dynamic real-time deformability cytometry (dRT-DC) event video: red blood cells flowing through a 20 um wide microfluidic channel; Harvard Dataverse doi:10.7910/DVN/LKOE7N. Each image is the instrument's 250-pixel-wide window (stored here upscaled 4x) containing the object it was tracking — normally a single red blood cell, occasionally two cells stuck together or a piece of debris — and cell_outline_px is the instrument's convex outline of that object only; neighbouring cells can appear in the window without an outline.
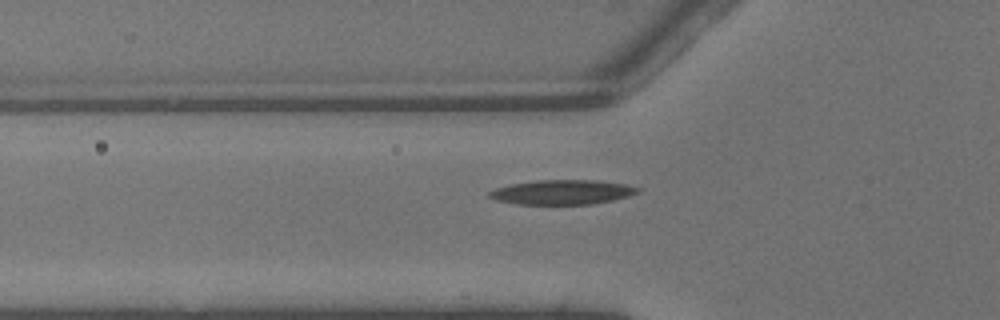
{"species": "common noctule bat (a hibernating species)", "species_latin": "Nyctalus noctula", "temperature_condition": "warm", "stored_images_in_passage": 4, "camera_frame_rate_fps": 3000, "um_per_image_px": 0.085, "animal": {"sex": "male", "body_mass_g": 13.3}, "frame": {"image": 1, "passage_image": 4, "time_ms": 1.0, "image_size_px": [1000, 320], "cell_outline_px": [[640, 192], [628, 196], [612, 200], [592, 204], [516, 204], [496, 200], [488, 196], [488, 192], [496, 188], [512, 184], [540, 180], [592, 180], [628, 184], [640, 188]], "centroid_in_image_um": [47.81, 16.33], "position_along_channel_um": 78.0, "area_um2": 21.15}}